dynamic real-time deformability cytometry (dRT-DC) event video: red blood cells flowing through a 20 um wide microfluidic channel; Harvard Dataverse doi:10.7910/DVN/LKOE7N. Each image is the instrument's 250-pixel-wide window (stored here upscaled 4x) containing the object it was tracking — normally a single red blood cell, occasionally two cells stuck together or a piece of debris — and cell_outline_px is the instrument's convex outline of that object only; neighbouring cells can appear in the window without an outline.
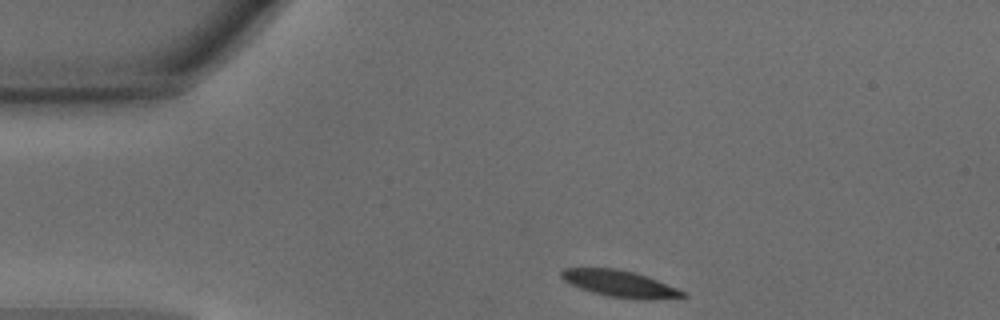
{"species": "common noctule bat (a hibernating species)", "species_latin": "Nyctalus noctula", "temperature_condition": "warm", "stored_images_in_passage": 29, "camera_frame_rate_fps": 3000, "um_per_image_px": 0.085, "animal": {"sex": "male", "body_mass_g": 15.6}, "frame": {"image": 1, "passage_image": 1, "time_ms": 0.0, "image_size_px": [1000, 320], "cell_outline_px": [[688, 296], [608, 296], [592, 292], [580, 288], [564, 280], [560, 276], [560, 272], [564, 268], [616, 268], [632, 272], [656, 280], [676, 288], [684, 292]], "centroid_in_image_um": [52.48, 24.03], "position_along_channel_um": 32.5, "area_um2": 17.22}}
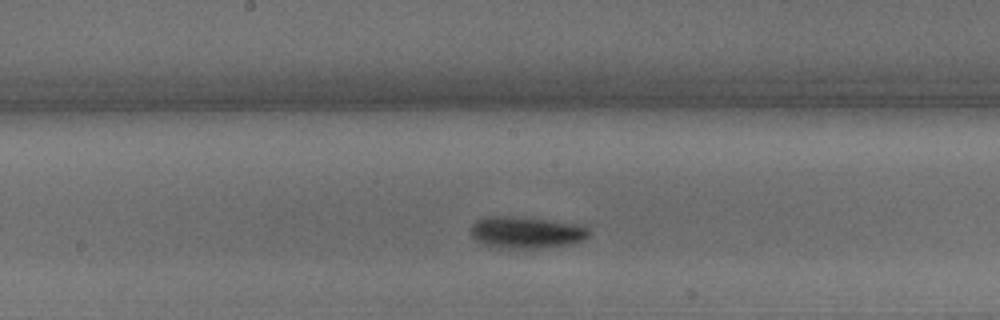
{"frame": {"image": 2, "passage_image": 16, "time_ms": 5.0, "image_size_px": [1000, 320], "cell_outline_px": [[592, 232], [584, 240], [568, 244], [536, 248], [488, 248], [476, 240], [472, 236], [472, 224], [476, 220], [488, 216], [512, 216], [584, 224]], "centroid_in_image_um": [44.74, 19.75], "position_along_channel_um": 203.5, "area_um2": 22.14}}
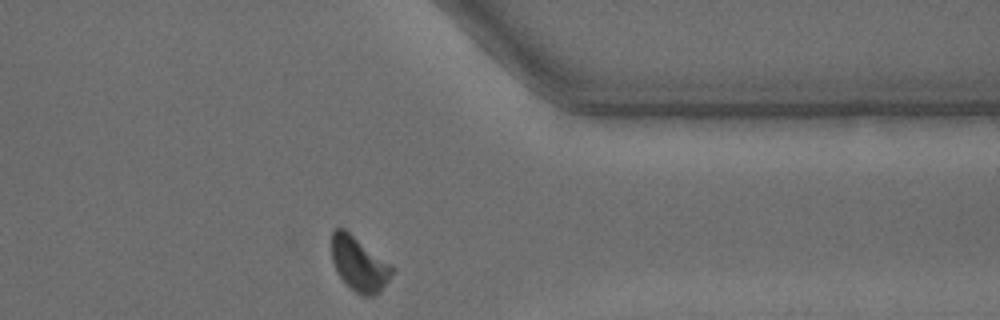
{"frame": {"image": 3, "passage_image": 29, "time_ms": 9.333, "image_size_px": [1000, 320], "cell_outline_px": [[392, 272], [388, 280], [380, 292], [372, 296], [360, 296], [336, 272], [332, 260], [332, 232], [336, 228], [344, 228], [392, 264]], "centroid_in_image_um": [30.52, 22.43], "position_along_channel_um": 380.9, "area_um2": 18.96}, "authors_computed_cell_mechanics": {"area_um2": 20.1722, "velocity_mm_per_s": 4.3232, "shape_relaxation_time_tau1_ms": 3.5716, "shape_relaxation_time_tau2_ms": null, "deformation_change_tau1": 0.1806, "deformation_change_tau2": null}}